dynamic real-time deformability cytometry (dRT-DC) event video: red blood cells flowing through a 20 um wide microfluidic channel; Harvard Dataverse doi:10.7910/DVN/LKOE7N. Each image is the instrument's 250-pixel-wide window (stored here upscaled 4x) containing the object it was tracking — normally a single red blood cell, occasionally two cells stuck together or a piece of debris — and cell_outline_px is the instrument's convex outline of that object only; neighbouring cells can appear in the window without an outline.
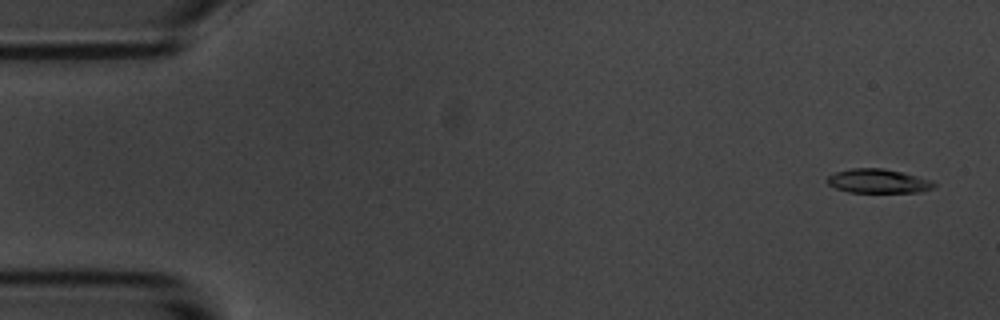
{"species": "common noctule bat (a hibernating species)", "species_latin": "Nyctalus noctula", "temperature_condition": "room temperature", "stored_images_in_passage": 56, "camera_frame_rate_fps": 3000, "um_per_image_px": 0.085, "animal": {"sex": "male", "body_mass_g": 20.1, "forearm_length_mm": 53.5}, "frame": {"image": 1, "passage_image": 3, "time_ms": 0.667, "image_size_px": [1000, 320], "cell_outline_px": [[936, 184], [932, 188], [920, 192], [848, 192], [836, 188], [828, 184], [828, 176], [836, 172], [852, 168], [884, 168], [900, 172], [928, 180]], "centroid_in_image_um": [74.6, 15.39], "position_along_channel_um": 10.4, "area_um2": 14.62}}
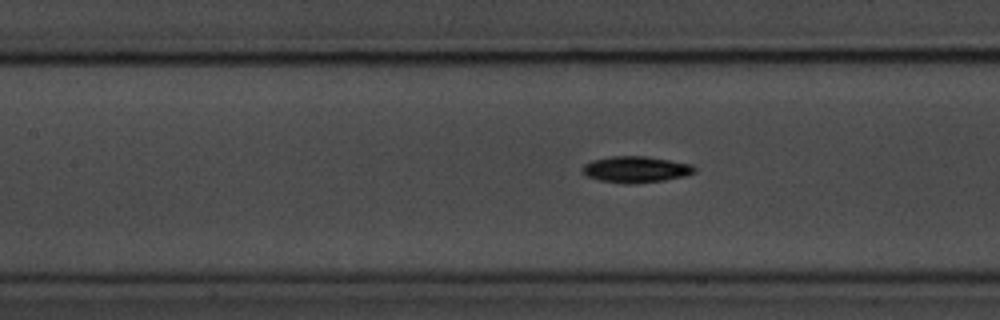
{"frame": {"image": 2, "passage_image": 25, "time_ms": 8.0, "image_size_px": [1000, 320], "cell_outline_px": [[696, 172], [684, 176], [664, 180], [632, 184], [628, 184], [600, 180], [588, 176], [580, 172], [580, 168], [584, 164], [592, 160], [612, 156], [644, 156], [692, 164], [696, 168]], "centroid_in_image_um": [54.02, 14.4], "position_along_channel_um": 153.4, "area_um2": 17.17}}
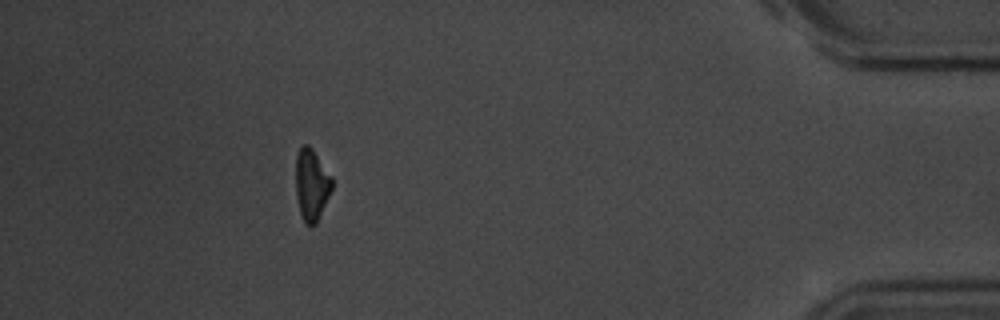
{"frame": {"image": 3, "passage_image": 51, "time_ms": 16.667, "image_size_px": [1000, 320], "cell_outline_px": [[332, 188], [316, 224], [304, 224], [300, 212], [296, 196], [296, 156], [300, 148], [304, 144], [308, 144], [312, 148], [332, 176]], "centroid_in_image_um": [26.48, 15.68], "position_along_channel_um": 408.7, "area_um2": 15.03}, "authors_computed_cell_mechanics": {"area_um2": 15.895, "velocity_mm_per_s": 3.5855, "shape_relaxation_time_tau1_ms": 2.636, "shape_relaxation_time_tau2_ms": null, "deformation_change_tau1": 0.1187, "deformation_change_tau2": null}}